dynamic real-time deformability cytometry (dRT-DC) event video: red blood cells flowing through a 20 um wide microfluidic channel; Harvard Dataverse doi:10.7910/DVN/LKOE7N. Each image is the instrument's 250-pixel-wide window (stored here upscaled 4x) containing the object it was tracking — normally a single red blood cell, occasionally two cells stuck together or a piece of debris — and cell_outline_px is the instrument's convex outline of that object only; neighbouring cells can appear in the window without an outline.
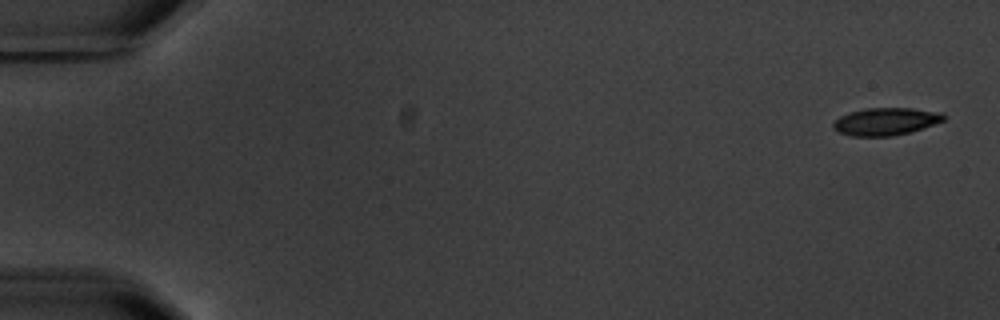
{"species": "common noctule bat (a hibernating species)", "species_latin": "Nyctalus noctula", "temperature_condition": "warm", "stored_images_in_passage": 6, "camera_frame_rate_fps": 3000, "um_per_image_px": 0.085, "animal": {"sex": "male", "body_mass_g": 20.1, "forearm_length_mm": 53.5}, "frame": {"image": 1, "passage_image": 1, "time_ms": 0.0, "image_size_px": [1000, 320], "cell_outline_px": [[944, 120], [912, 132], [892, 136], [852, 136], [840, 132], [832, 128], [832, 124], [840, 116], [848, 112], [864, 108], [912, 108], [944, 112]], "centroid_in_image_um": [75.29, 10.32], "position_along_channel_um": 9.7, "area_um2": 17.8}}
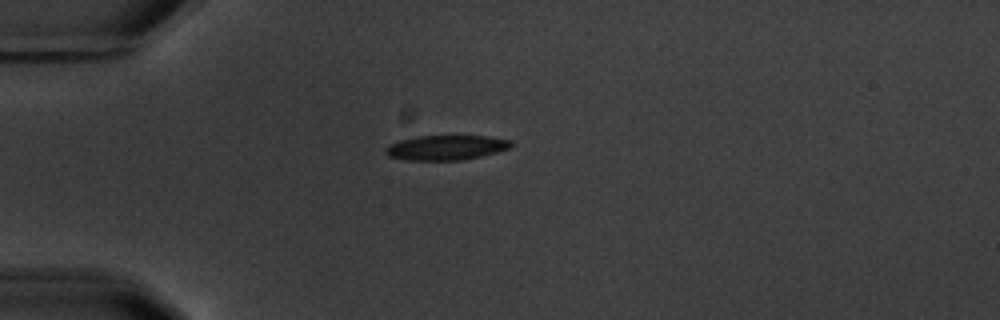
{"frame": {"image": 2, "passage_image": 5, "time_ms": 4.667, "image_size_px": [1000, 320], "cell_outline_px": [[512, 144], [508, 148], [496, 152], [480, 156], [460, 160], [404, 160], [388, 156], [384, 152], [384, 148], [388, 144], [400, 140], [416, 136], [488, 136], [512, 140]], "centroid_in_image_um": [37.86, 12.54], "position_along_channel_um": 47.1, "area_um2": 18.15}}